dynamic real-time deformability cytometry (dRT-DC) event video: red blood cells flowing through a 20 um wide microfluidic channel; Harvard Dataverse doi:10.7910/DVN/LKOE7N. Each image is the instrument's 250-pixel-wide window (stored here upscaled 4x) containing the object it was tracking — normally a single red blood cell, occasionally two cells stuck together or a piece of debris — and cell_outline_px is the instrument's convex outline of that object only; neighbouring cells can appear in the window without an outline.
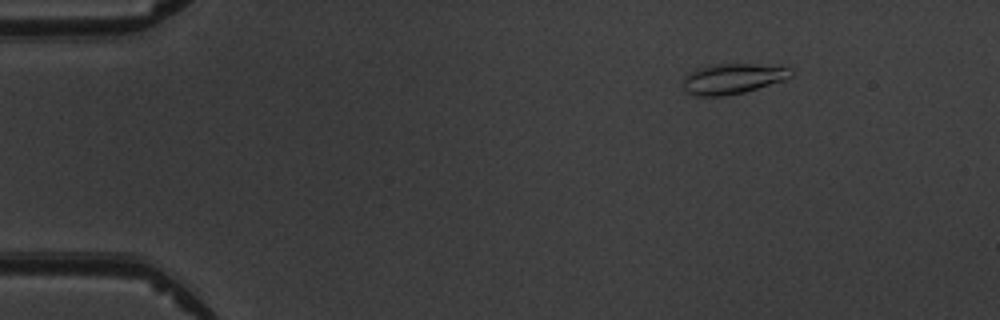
{"species": "common noctule bat (a hibernating species)", "species_latin": "Nyctalus noctula", "temperature_condition": "warm", "stored_images_in_passage": 5, "camera_frame_rate_fps": 3000, "um_per_image_px": 0.085, "animal": {"sex": "male", "body_mass_g": 19.5, "forearm_length_mm": 54.6}, "frame": {"image": 1, "passage_image": 5, "time_ms": 5.667, "image_size_px": [1000, 320], "cell_outline_px": [[796, 72], [792, 76], [784, 80], [744, 92], [724, 96], [692, 96], [684, 88], [684, 76], [688, 72], [696, 68], [716, 64], [780, 64], [792, 68]], "centroid_in_image_um": [62.35, 6.66], "position_along_channel_um": 22.7, "area_um2": 19.54}}